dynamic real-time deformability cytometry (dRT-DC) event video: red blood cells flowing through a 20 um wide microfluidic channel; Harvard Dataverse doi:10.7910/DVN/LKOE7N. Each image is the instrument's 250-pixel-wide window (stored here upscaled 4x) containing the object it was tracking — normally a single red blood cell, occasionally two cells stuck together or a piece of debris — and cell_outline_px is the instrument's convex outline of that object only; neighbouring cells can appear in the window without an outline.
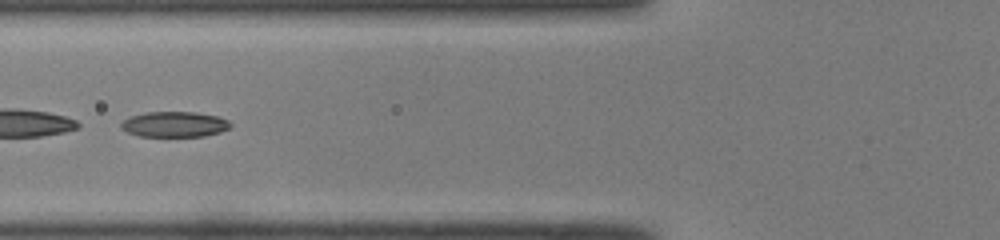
{"species": "common noctule bat (a hibernating species)", "species_latin": "Nyctalus noctula", "temperature_condition": "room temperature", "stored_images_in_passage": 48, "segment_of_instrument_passage": [2, 2], "camera_frame_rate_fps": 3000, "um_per_image_px": 0.085, "animal": {"sex": "male", "body_mass_g": 19.0, "forearm_length_mm": 50.8}, "frame": {"image": 1, "passage_image": 19, "time_ms": 6.0, "image_size_px": [1000, 240], "cell_outline_px": [[232, 124], [228, 128], [220, 132], [204, 136], [140, 136], [128, 132], [120, 128], [120, 124], [128, 116], [144, 112], [196, 112], [216, 116], [228, 120]], "centroid_in_image_um": [14.8, 10.56], "position_along_channel_um": 111.0, "area_um2": 16.24}}
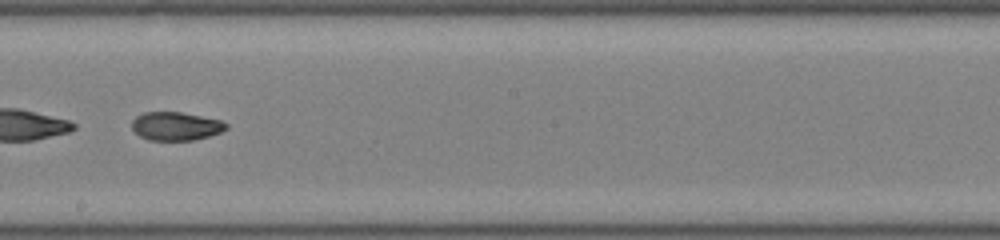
{"frame": {"image": 2, "passage_image": 28, "time_ms": 9.0, "image_size_px": [1000, 240], "cell_outline_px": [[228, 128], [220, 132], [208, 136], [192, 140], [148, 140], [140, 136], [132, 128], [132, 120], [136, 116], [144, 112], [180, 112], [220, 120], [228, 124]], "centroid_in_image_um": [14.93, 10.72], "position_along_channel_um": 233.3, "area_um2": 15.49}}
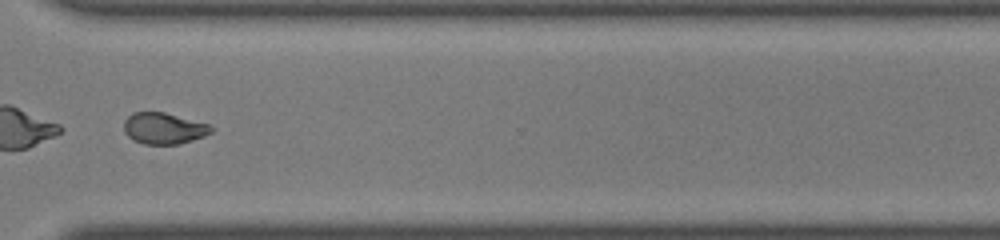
{"frame": {"image": 3, "passage_image": 37, "time_ms": 12.0, "image_size_px": [1000, 240], "cell_outline_px": [[216, 128], [212, 132], [204, 136], [180, 144], [144, 144], [132, 140], [124, 132], [124, 120], [132, 112], [164, 112], [208, 124]], "centroid_in_image_um": [13.91, 10.91], "position_along_channel_um": 356.7, "area_um2": 16.01}}